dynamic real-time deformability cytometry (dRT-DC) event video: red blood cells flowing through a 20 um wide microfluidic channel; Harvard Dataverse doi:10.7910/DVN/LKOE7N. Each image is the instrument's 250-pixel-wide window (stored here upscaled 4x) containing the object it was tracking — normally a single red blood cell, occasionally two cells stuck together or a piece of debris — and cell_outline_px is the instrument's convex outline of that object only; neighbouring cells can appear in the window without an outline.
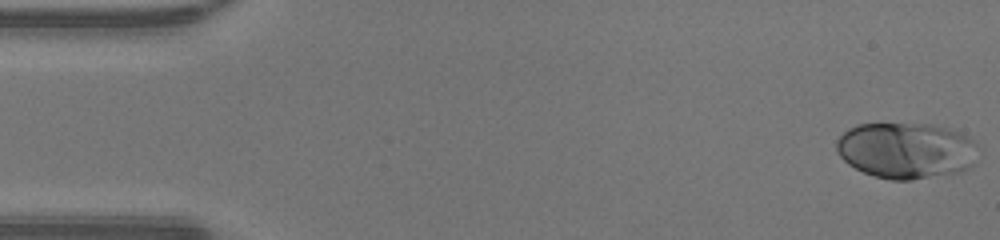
{"species": "human", "species_latin": "Homo sapiens", "temperature_condition": "warm", "stored_images_in_passage": 47, "camera_frame_rate_fps": 3000, "um_per_image_px": 0.085, "donor": {"sex": "male"}, "frame": {"image": 1, "passage_image": 1, "time_ms": 0.0, "image_size_px": [1000, 240], "cell_outline_px": [[976, 144], [972, 164], [968, 168], [960, 172], [912, 180], [892, 180], [876, 176], [864, 172], [848, 164], [836, 152], [836, 140], [848, 128], [860, 124], [928, 124], [952, 128], [968, 136]], "centroid_in_image_um": [77.0, 12.78], "position_along_channel_um": 8.0, "area_um2": 46.24}}
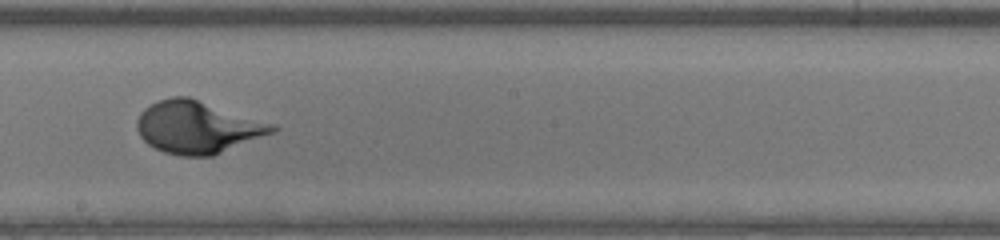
{"frame": {"image": 2, "passage_image": 26, "time_ms": 8.333, "image_size_px": [1000, 240], "cell_outline_px": [[280, 128], [276, 132], [212, 156], [180, 156], [164, 152], [148, 144], [140, 136], [136, 128], [136, 120], [140, 112], [144, 108], [156, 100], [172, 96], [188, 96], [276, 124]], "centroid_in_image_um": [16.8, 10.8], "position_along_channel_um": 231.4, "area_um2": 41.67}}
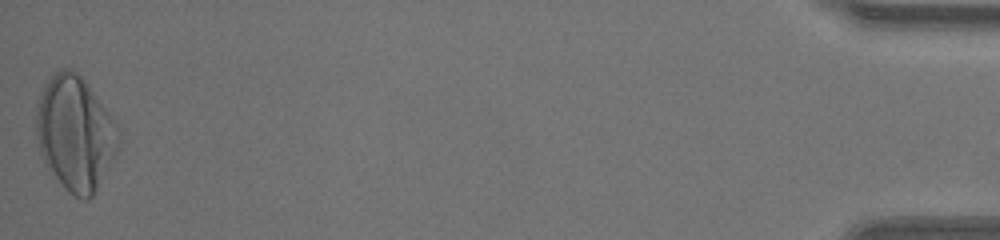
{"frame": {"image": 3, "passage_image": 47, "time_ms": 15.333, "image_size_px": [1000, 240], "cell_outline_px": [[120, 140], [116, 152], [92, 196], [88, 200], [84, 200], [68, 192], [64, 188], [44, 160], [40, 152], [36, 136], [36, 112], [40, 96], [48, 80], [60, 68], [68, 68], [76, 72], [88, 84], [112, 116], [120, 132]], "centroid_in_image_um": [6.4, 11.31], "position_along_channel_um": 428.8, "area_um2": 54.1}}